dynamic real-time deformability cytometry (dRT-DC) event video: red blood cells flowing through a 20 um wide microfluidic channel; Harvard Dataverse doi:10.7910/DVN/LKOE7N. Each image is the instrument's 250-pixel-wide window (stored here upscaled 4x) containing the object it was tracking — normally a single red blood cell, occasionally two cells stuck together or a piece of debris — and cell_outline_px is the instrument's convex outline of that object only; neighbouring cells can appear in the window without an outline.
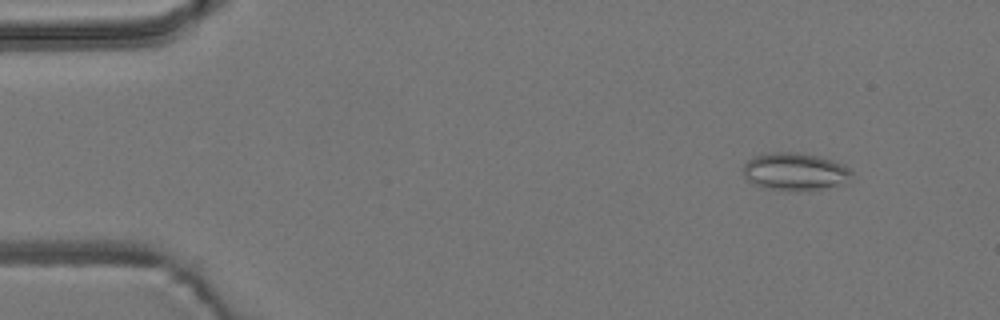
{"species": "common noctule bat (a hibernating species)", "species_latin": "Nyctalus noctula", "temperature_condition": "room temperature", "stored_images_in_passage": 5, "camera_frame_rate_fps": 3000, "um_per_image_px": 0.085, "animal": {"sex": "male", "body_mass_g": 19.2, "forearm_length_mm": 51.8}, "frame": {"image": 1, "passage_image": 2, "time_ms": 1.333, "image_size_px": [1000, 320], "cell_outline_px": [[852, 172], [844, 184], [796, 192], [764, 188], [752, 184], [744, 176], [744, 164], [752, 156], [772, 152], [800, 152], [832, 160], [844, 164]], "centroid_in_image_um": [67.53, 14.59], "position_along_channel_um": 17.5, "area_um2": 23.87}}